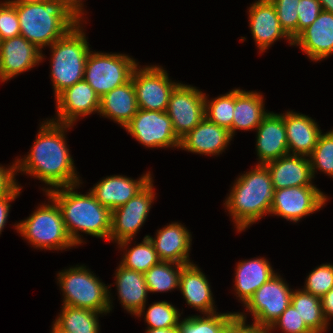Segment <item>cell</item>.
<instances>
[{"instance_id": "603a6c76", "label": "cell", "mask_w": 333, "mask_h": 333, "mask_svg": "<svg viewBox=\"0 0 333 333\" xmlns=\"http://www.w3.org/2000/svg\"><path fill=\"white\" fill-rule=\"evenodd\" d=\"M308 156L287 154L265 166L269 170L273 188L315 186Z\"/></svg>"}, {"instance_id": "f5cc1de1", "label": "cell", "mask_w": 333, "mask_h": 333, "mask_svg": "<svg viewBox=\"0 0 333 333\" xmlns=\"http://www.w3.org/2000/svg\"><path fill=\"white\" fill-rule=\"evenodd\" d=\"M51 333H68L60 329L55 323L52 325Z\"/></svg>"}, {"instance_id": "44dd1931", "label": "cell", "mask_w": 333, "mask_h": 333, "mask_svg": "<svg viewBox=\"0 0 333 333\" xmlns=\"http://www.w3.org/2000/svg\"><path fill=\"white\" fill-rule=\"evenodd\" d=\"M152 242L160 261L175 262L188 265L191 247V234L181 223H171L157 230L156 237L147 235Z\"/></svg>"}, {"instance_id": "ba28073f", "label": "cell", "mask_w": 333, "mask_h": 333, "mask_svg": "<svg viewBox=\"0 0 333 333\" xmlns=\"http://www.w3.org/2000/svg\"><path fill=\"white\" fill-rule=\"evenodd\" d=\"M137 65L139 64L126 54L90 51L83 79L102 98L106 93L128 82Z\"/></svg>"}, {"instance_id": "ffe728a7", "label": "cell", "mask_w": 333, "mask_h": 333, "mask_svg": "<svg viewBox=\"0 0 333 333\" xmlns=\"http://www.w3.org/2000/svg\"><path fill=\"white\" fill-rule=\"evenodd\" d=\"M256 130L258 165H265L289 154L283 114L269 112Z\"/></svg>"}, {"instance_id": "f1b7e54d", "label": "cell", "mask_w": 333, "mask_h": 333, "mask_svg": "<svg viewBox=\"0 0 333 333\" xmlns=\"http://www.w3.org/2000/svg\"><path fill=\"white\" fill-rule=\"evenodd\" d=\"M234 114L232 137L236 130H256L268 115L264 109L263 96L258 92L234 89Z\"/></svg>"}, {"instance_id": "d4e9b609", "label": "cell", "mask_w": 333, "mask_h": 333, "mask_svg": "<svg viewBox=\"0 0 333 333\" xmlns=\"http://www.w3.org/2000/svg\"><path fill=\"white\" fill-rule=\"evenodd\" d=\"M289 154L309 156L322 133L315 120L304 114H283ZM292 152V153H291Z\"/></svg>"}, {"instance_id": "7c38bea8", "label": "cell", "mask_w": 333, "mask_h": 333, "mask_svg": "<svg viewBox=\"0 0 333 333\" xmlns=\"http://www.w3.org/2000/svg\"><path fill=\"white\" fill-rule=\"evenodd\" d=\"M293 290L277 273L264 283L244 305L254 322L270 327L291 304Z\"/></svg>"}, {"instance_id": "9c48e42d", "label": "cell", "mask_w": 333, "mask_h": 333, "mask_svg": "<svg viewBox=\"0 0 333 333\" xmlns=\"http://www.w3.org/2000/svg\"><path fill=\"white\" fill-rule=\"evenodd\" d=\"M152 182L151 180L127 203L111 211L109 240H114L119 248H127L126 246L131 243V239L146 221L155 198Z\"/></svg>"}, {"instance_id": "d6986e66", "label": "cell", "mask_w": 333, "mask_h": 333, "mask_svg": "<svg viewBox=\"0 0 333 333\" xmlns=\"http://www.w3.org/2000/svg\"><path fill=\"white\" fill-rule=\"evenodd\" d=\"M152 180L148 172L137 180L122 175L107 176L90 189L95 199L111 211L124 205Z\"/></svg>"}, {"instance_id": "ac0fdd59", "label": "cell", "mask_w": 333, "mask_h": 333, "mask_svg": "<svg viewBox=\"0 0 333 333\" xmlns=\"http://www.w3.org/2000/svg\"><path fill=\"white\" fill-rule=\"evenodd\" d=\"M293 45L311 60L320 61L333 54V13L322 10L317 19L293 40Z\"/></svg>"}, {"instance_id": "7bdbcfd3", "label": "cell", "mask_w": 333, "mask_h": 333, "mask_svg": "<svg viewBox=\"0 0 333 333\" xmlns=\"http://www.w3.org/2000/svg\"><path fill=\"white\" fill-rule=\"evenodd\" d=\"M15 174H17L16 162L9 168L0 166V198L10 194L18 186Z\"/></svg>"}, {"instance_id": "f35d334b", "label": "cell", "mask_w": 333, "mask_h": 333, "mask_svg": "<svg viewBox=\"0 0 333 333\" xmlns=\"http://www.w3.org/2000/svg\"><path fill=\"white\" fill-rule=\"evenodd\" d=\"M275 6L282 29L294 40L298 35L297 7L300 0H270Z\"/></svg>"}, {"instance_id": "7402d4cb", "label": "cell", "mask_w": 333, "mask_h": 333, "mask_svg": "<svg viewBox=\"0 0 333 333\" xmlns=\"http://www.w3.org/2000/svg\"><path fill=\"white\" fill-rule=\"evenodd\" d=\"M230 131L206 117L183 138L180 147L192 153L220 155L232 140Z\"/></svg>"}, {"instance_id": "7a4b0ae2", "label": "cell", "mask_w": 333, "mask_h": 333, "mask_svg": "<svg viewBox=\"0 0 333 333\" xmlns=\"http://www.w3.org/2000/svg\"><path fill=\"white\" fill-rule=\"evenodd\" d=\"M79 185L57 187L46 193L60 207L65 228L75 245L83 243L79 231L109 240L111 210L101 205L90 191L88 194L74 191Z\"/></svg>"}, {"instance_id": "681fc988", "label": "cell", "mask_w": 333, "mask_h": 333, "mask_svg": "<svg viewBox=\"0 0 333 333\" xmlns=\"http://www.w3.org/2000/svg\"><path fill=\"white\" fill-rule=\"evenodd\" d=\"M146 333H179V328H148Z\"/></svg>"}, {"instance_id": "b9f144b4", "label": "cell", "mask_w": 333, "mask_h": 333, "mask_svg": "<svg viewBox=\"0 0 333 333\" xmlns=\"http://www.w3.org/2000/svg\"><path fill=\"white\" fill-rule=\"evenodd\" d=\"M322 11L318 0H300L297 7L298 34L310 26Z\"/></svg>"}, {"instance_id": "d590c367", "label": "cell", "mask_w": 333, "mask_h": 333, "mask_svg": "<svg viewBox=\"0 0 333 333\" xmlns=\"http://www.w3.org/2000/svg\"><path fill=\"white\" fill-rule=\"evenodd\" d=\"M308 157L313 178L316 169L333 178V129L320 134L316 146Z\"/></svg>"}, {"instance_id": "5bb4252c", "label": "cell", "mask_w": 333, "mask_h": 333, "mask_svg": "<svg viewBox=\"0 0 333 333\" xmlns=\"http://www.w3.org/2000/svg\"><path fill=\"white\" fill-rule=\"evenodd\" d=\"M327 196L316 186H297L275 189L270 214L294 223L323 207Z\"/></svg>"}, {"instance_id": "f907efd6", "label": "cell", "mask_w": 333, "mask_h": 333, "mask_svg": "<svg viewBox=\"0 0 333 333\" xmlns=\"http://www.w3.org/2000/svg\"><path fill=\"white\" fill-rule=\"evenodd\" d=\"M322 10L333 13V0H318Z\"/></svg>"}, {"instance_id": "277c9868", "label": "cell", "mask_w": 333, "mask_h": 333, "mask_svg": "<svg viewBox=\"0 0 333 333\" xmlns=\"http://www.w3.org/2000/svg\"><path fill=\"white\" fill-rule=\"evenodd\" d=\"M231 192L225 199V207L241 232L270 214L274 201V191L269 170L265 165H256L251 171L242 174L234 182Z\"/></svg>"}, {"instance_id": "4316f807", "label": "cell", "mask_w": 333, "mask_h": 333, "mask_svg": "<svg viewBox=\"0 0 333 333\" xmlns=\"http://www.w3.org/2000/svg\"><path fill=\"white\" fill-rule=\"evenodd\" d=\"M235 269V293L244 305L256 290L276 274L263 257L241 261Z\"/></svg>"}, {"instance_id": "2e32d148", "label": "cell", "mask_w": 333, "mask_h": 333, "mask_svg": "<svg viewBox=\"0 0 333 333\" xmlns=\"http://www.w3.org/2000/svg\"><path fill=\"white\" fill-rule=\"evenodd\" d=\"M43 53L22 35L1 40L0 80L8 81L42 61Z\"/></svg>"}, {"instance_id": "74e56055", "label": "cell", "mask_w": 333, "mask_h": 333, "mask_svg": "<svg viewBox=\"0 0 333 333\" xmlns=\"http://www.w3.org/2000/svg\"><path fill=\"white\" fill-rule=\"evenodd\" d=\"M304 291L322 298L333 288V265L322 264L309 273L306 278Z\"/></svg>"}, {"instance_id": "3957f363", "label": "cell", "mask_w": 333, "mask_h": 333, "mask_svg": "<svg viewBox=\"0 0 333 333\" xmlns=\"http://www.w3.org/2000/svg\"><path fill=\"white\" fill-rule=\"evenodd\" d=\"M13 5L19 17L20 35L41 51L82 22V18L62 0Z\"/></svg>"}, {"instance_id": "1f68e13d", "label": "cell", "mask_w": 333, "mask_h": 333, "mask_svg": "<svg viewBox=\"0 0 333 333\" xmlns=\"http://www.w3.org/2000/svg\"><path fill=\"white\" fill-rule=\"evenodd\" d=\"M184 266L169 261H159L152 266L144 273L149 292H168L179 288L180 273Z\"/></svg>"}, {"instance_id": "f6af8a7d", "label": "cell", "mask_w": 333, "mask_h": 333, "mask_svg": "<svg viewBox=\"0 0 333 333\" xmlns=\"http://www.w3.org/2000/svg\"><path fill=\"white\" fill-rule=\"evenodd\" d=\"M21 189L22 187L18 185L10 194L0 198V234L7 223V218L10 211L9 209L11 207L10 202L19 196Z\"/></svg>"}, {"instance_id": "484cf974", "label": "cell", "mask_w": 333, "mask_h": 333, "mask_svg": "<svg viewBox=\"0 0 333 333\" xmlns=\"http://www.w3.org/2000/svg\"><path fill=\"white\" fill-rule=\"evenodd\" d=\"M116 286L121 305L130 314L141 317L145 311L148 287L144 274L118 266L115 271Z\"/></svg>"}, {"instance_id": "83f0119b", "label": "cell", "mask_w": 333, "mask_h": 333, "mask_svg": "<svg viewBox=\"0 0 333 333\" xmlns=\"http://www.w3.org/2000/svg\"><path fill=\"white\" fill-rule=\"evenodd\" d=\"M137 111L138 105L132 79L100 98L99 114L113 119L123 128Z\"/></svg>"}, {"instance_id": "cb8c5ba5", "label": "cell", "mask_w": 333, "mask_h": 333, "mask_svg": "<svg viewBox=\"0 0 333 333\" xmlns=\"http://www.w3.org/2000/svg\"><path fill=\"white\" fill-rule=\"evenodd\" d=\"M179 290L186 303L203 315L216 313L210 284L196 264L185 265L180 273Z\"/></svg>"}, {"instance_id": "9a60e30c", "label": "cell", "mask_w": 333, "mask_h": 333, "mask_svg": "<svg viewBox=\"0 0 333 333\" xmlns=\"http://www.w3.org/2000/svg\"><path fill=\"white\" fill-rule=\"evenodd\" d=\"M55 99L57 118L50 120L60 124L73 125L79 117L99 113L100 97L84 79L66 88Z\"/></svg>"}, {"instance_id": "e575fe53", "label": "cell", "mask_w": 333, "mask_h": 333, "mask_svg": "<svg viewBox=\"0 0 333 333\" xmlns=\"http://www.w3.org/2000/svg\"><path fill=\"white\" fill-rule=\"evenodd\" d=\"M234 314L216 312L206 314V317L189 316L179 322V333H217Z\"/></svg>"}, {"instance_id": "60d3db41", "label": "cell", "mask_w": 333, "mask_h": 333, "mask_svg": "<svg viewBox=\"0 0 333 333\" xmlns=\"http://www.w3.org/2000/svg\"><path fill=\"white\" fill-rule=\"evenodd\" d=\"M280 328L283 333H313L304 323L296 309L290 304L287 309L269 327L270 332L274 328Z\"/></svg>"}, {"instance_id": "8fae6325", "label": "cell", "mask_w": 333, "mask_h": 333, "mask_svg": "<svg viewBox=\"0 0 333 333\" xmlns=\"http://www.w3.org/2000/svg\"><path fill=\"white\" fill-rule=\"evenodd\" d=\"M124 128L145 147H180V139L174 133L167 112L138 109Z\"/></svg>"}, {"instance_id": "e0dca14e", "label": "cell", "mask_w": 333, "mask_h": 333, "mask_svg": "<svg viewBox=\"0 0 333 333\" xmlns=\"http://www.w3.org/2000/svg\"><path fill=\"white\" fill-rule=\"evenodd\" d=\"M248 12L251 34L260 53L280 38H286L293 45V40L282 29L275 6L270 0L254 2Z\"/></svg>"}, {"instance_id": "8992f818", "label": "cell", "mask_w": 333, "mask_h": 333, "mask_svg": "<svg viewBox=\"0 0 333 333\" xmlns=\"http://www.w3.org/2000/svg\"><path fill=\"white\" fill-rule=\"evenodd\" d=\"M57 280L64 295L62 305L102 314L112 310L109 286L102 283L86 266L63 270L58 273Z\"/></svg>"}, {"instance_id": "8d00e7d4", "label": "cell", "mask_w": 333, "mask_h": 333, "mask_svg": "<svg viewBox=\"0 0 333 333\" xmlns=\"http://www.w3.org/2000/svg\"><path fill=\"white\" fill-rule=\"evenodd\" d=\"M148 328H174L179 326L178 309L167 301L154 302L145 312Z\"/></svg>"}, {"instance_id": "816d5d0a", "label": "cell", "mask_w": 333, "mask_h": 333, "mask_svg": "<svg viewBox=\"0 0 333 333\" xmlns=\"http://www.w3.org/2000/svg\"><path fill=\"white\" fill-rule=\"evenodd\" d=\"M45 0H8L11 4H31V3H37L42 2Z\"/></svg>"}, {"instance_id": "ee69618b", "label": "cell", "mask_w": 333, "mask_h": 333, "mask_svg": "<svg viewBox=\"0 0 333 333\" xmlns=\"http://www.w3.org/2000/svg\"><path fill=\"white\" fill-rule=\"evenodd\" d=\"M246 315L241 312L234 314V333H271L269 327L261 326L255 322L246 324Z\"/></svg>"}, {"instance_id": "52a82bcc", "label": "cell", "mask_w": 333, "mask_h": 333, "mask_svg": "<svg viewBox=\"0 0 333 333\" xmlns=\"http://www.w3.org/2000/svg\"><path fill=\"white\" fill-rule=\"evenodd\" d=\"M46 195L49 204L37 207L31 216L15 224V229L34 248L62 250L76 246L69 237L57 202Z\"/></svg>"}, {"instance_id": "4dcf8cb0", "label": "cell", "mask_w": 333, "mask_h": 333, "mask_svg": "<svg viewBox=\"0 0 333 333\" xmlns=\"http://www.w3.org/2000/svg\"><path fill=\"white\" fill-rule=\"evenodd\" d=\"M99 314L102 313L62 305L61 314L54 323L68 333H99Z\"/></svg>"}, {"instance_id": "4fadbf2b", "label": "cell", "mask_w": 333, "mask_h": 333, "mask_svg": "<svg viewBox=\"0 0 333 333\" xmlns=\"http://www.w3.org/2000/svg\"><path fill=\"white\" fill-rule=\"evenodd\" d=\"M166 112L174 133L181 139L205 118V94L180 83L171 93Z\"/></svg>"}, {"instance_id": "c3c4849f", "label": "cell", "mask_w": 333, "mask_h": 333, "mask_svg": "<svg viewBox=\"0 0 333 333\" xmlns=\"http://www.w3.org/2000/svg\"><path fill=\"white\" fill-rule=\"evenodd\" d=\"M217 333H234V315L217 331Z\"/></svg>"}, {"instance_id": "30bf717a", "label": "cell", "mask_w": 333, "mask_h": 333, "mask_svg": "<svg viewBox=\"0 0 333 333\" xmlns=\"http://www.w3.org/2000/svg\"><path fill=\"white\" fill-rule=\"evenodd\" d=\"M139 67V68H138ZM138 109L166 112L173 90L180 84L169 79L163 67L136 66L131 76Z\"/></svg>"}, {"instance_id": "7dc6e473", "label": "cell", "mask_w": 333, "mask_h": 333, "mask_svg": "<svg viewBox=\"0 0 333 333\" xmlns=\"http://www.w3.org/2000/svg\"><path fill=\"white\" fill-rule=\"evenodd\" d=\"M64 1L72 10H74L81 18L83 17L82 15L84 14V10L82 7L83 6V1L82 0H62Z\"/></svg>"}, {"instance_id": "bcb514c9", "label": "cell", "mask_w": 333, "mask_h": 333, "mask_svg": "<svg viewBox=\"0 0 333 333\" xmlns=\"http://www.w3.org/2000/svg\"><path fill=\"white\" fill-rule=\"evenodd\" d=\"M321 303L324 318L329 324V319L333 317V288L321 298Z\"/></svg>"}, {"instance_id": "5b68a950", "label": "cell", "mask_w": 333, "mask_h": 333, "mask_svg": "<svg viewBox=\"0 0 333 333\" xmlns=\"http://www.w3.org/2000/svg\"><path fill=\"white\" fill-rule=\"evenodd\" d=\"M79 22L54 42L51 50V78L55 98L66 88L83 80L90 47Z\"/></svg>"}, {"instance_id": "d6a6232c", "label": "cell", "mask_w": 333, "mask_h": 333, "mask_svg": "<svg viewBox=\"0 0 333 333\" xmlns=\"http://www.w3.org/2000/svg\"><path fill=\"white\" fill-rule=\"evenodd\" d=\"M124 254L120 264L127 269L135 270L143 274L160 261L147 235L141 243L126 250Z\"/></svg>"}, {"instance_id": "836d02e7", "label": "cell", "mask_w": 333, "mask_h": 333, "mask_svg": "<svg viewBox=\"0 0 333 333\" xmlns=\"http://www.w3.org/2000/svg\"><path fill=\"white\" fill-rule=\"evenodd\" d=\"M205 94V117L215 124L226 128L232 136L234 114V89L212 101Z\"/></svg>"}, {"instance_id": "f546056e", "label": "cell", "mask_w": 333, "mask_h": 333, "mask_svg": "<svg viewBox=\"0 0 333 333\" xmlns=\"http://www.w3.org/2000/svg\"><path fill=\"white\" fill-rule=\"evenodd\" d=\"M291 305L296 309L304 323L313 333L326 332L328 323L326 322L321 298L312 295L306 291L293 290Z\"/></svg>"}, {"instance_id": "6da1fadb", "label": "cell", "mask_w": 333, "mask_h": 333, "mask_svg": "<svg viewBox=\"0 0 333 333\" xmlns=\"http://www.w3.org/2000/svg\"><path fill=\"white\" fill-rule=\"evenodd\" d=\"M71 126L52 120L42 123L30 153L15 161L17 172L29 174L49 186L45 193L52 187L81 184L65 142V130Z\"/></svg>"}, {"instance_id": "ab89813d", "label": "cell", "mask_w": 333, "mask_h": 333, "mask_svg": "<svg viewBox=\"0 0 333 333\" xmlns=\"http://www.w3.org/2000/svg\"><path fill=\"white\" fill-rule=\"evenodd\" d=\"M20 35L16 7L8 1L0 3V38L6 40Z\"/></svg>"}]
</instances>
